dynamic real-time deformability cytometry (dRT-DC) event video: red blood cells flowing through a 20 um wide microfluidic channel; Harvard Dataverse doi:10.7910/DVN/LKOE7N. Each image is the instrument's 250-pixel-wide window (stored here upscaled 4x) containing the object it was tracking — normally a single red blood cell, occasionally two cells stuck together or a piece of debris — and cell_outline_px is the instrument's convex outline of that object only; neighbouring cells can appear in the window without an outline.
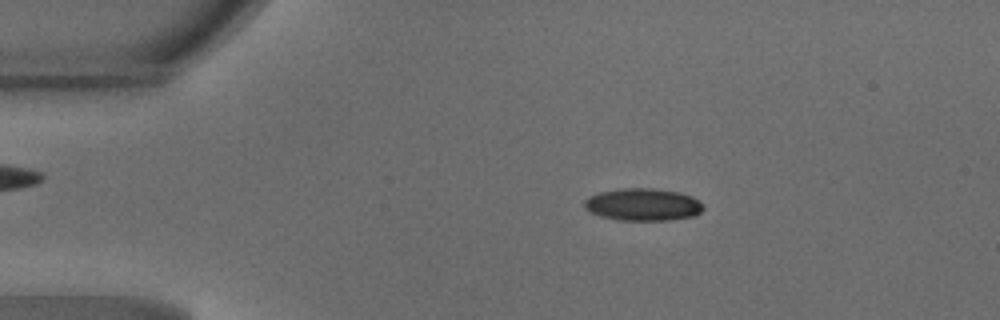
{"species": "common noctule bat (a hibernating species)", "species_latin": "Nyctalus noctula", "temperature_condition": "warm", "stored_images_in_passage": 14, "camera_frame_rate_fps": 3000, "um_per_image_px": 0.085, "animal": {"sex": "male", "body_mass_g": 18.8}, "frame": {"image": 1, "passage_image": 8, "time_ms": 2.333, "image_size_px": [1000, 320], "cell_outline_px": [[704, 208], [700, 212], [692, 216], [668, 220], [620, 220], [600, 216], [584, 208], [584, 200], [588, 196], [600, 192], [624, 188], [652, 188], [680, 192], [692, 196], [704, 204]], "centroid_in_image_um": [54.65, 17.38], "position_along_channel_um": 30.3, "area_um2": 22.43}}